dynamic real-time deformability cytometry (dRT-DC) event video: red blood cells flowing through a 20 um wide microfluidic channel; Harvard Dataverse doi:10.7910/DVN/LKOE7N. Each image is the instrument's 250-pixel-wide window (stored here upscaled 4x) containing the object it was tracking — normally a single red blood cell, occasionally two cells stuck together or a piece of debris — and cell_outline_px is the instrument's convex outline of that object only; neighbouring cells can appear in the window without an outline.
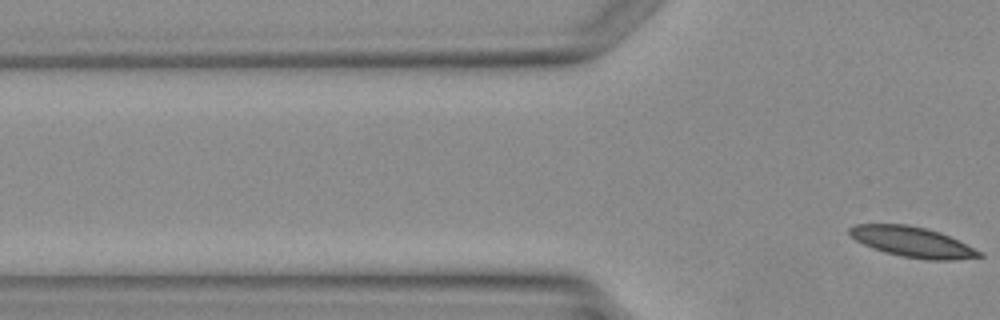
{"species": "Egyptian fruit bat (a non-hibernating species)", "species_latin": "Rousettus aegyptiacus", "temperature_condition": "warm", "stored_images_in_passage": 3, "camera_frame_rate_fps": 3000, "um_per_image_px": 0.085, "animal": {"sex": "female"}, "frame": {"image": 1, "passage_image": 3, "time_ms": 3.333, "image_size_px": [1000, 320], "cell_outline_px": [[984, 256], [952, 260], [928, 260], [900, 256], [864, 244], [856, 240], [848, 232], [848, 228], [856, 224], [908, 224], [940, 232], [984, 252]], "centroid_in_image_um": [77.6, 20.56], "position_along_channel_um": 48.2, "area_um2": 22.72}}